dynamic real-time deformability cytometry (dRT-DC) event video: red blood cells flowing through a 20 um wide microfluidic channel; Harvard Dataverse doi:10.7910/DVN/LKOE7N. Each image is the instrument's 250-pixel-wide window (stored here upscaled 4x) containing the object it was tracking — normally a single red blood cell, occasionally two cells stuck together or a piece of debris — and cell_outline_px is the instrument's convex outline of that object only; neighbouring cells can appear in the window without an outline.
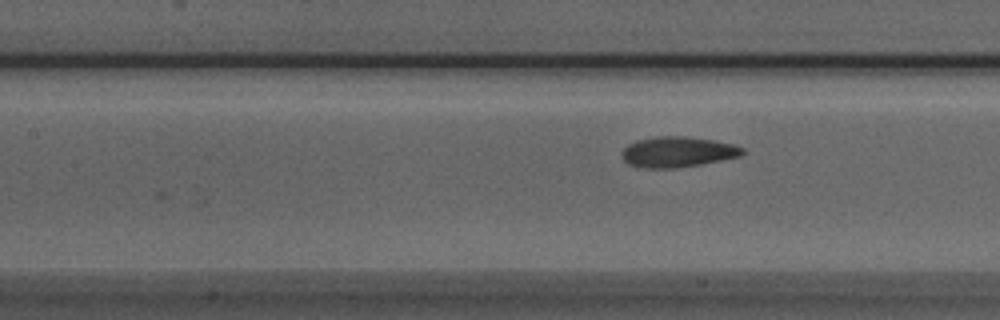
{"species": "Egyptian fruit bat (a non-hibernating species)", "species_latin": "Rousettus aegyptiacus", "temperature_condition": "room temperature", "stored_images_in_passage": 8, "camera_frame_rate_fps": 3000, "um_per_image_px": 0.085, "animal": {"sex": "male"}, "frame": {"image": 1, "passage_image": 8, "time_ms": 2.333, "image_size_px": [1000, 320], "cell_outline_px": [[744, 152], [740, 156], [700, 164], [676, 168], [644, 168], [628, 164], [620, 156], [624, 148], [628, 144], [636, 140], [660, 136], [684, 136], [712, 140], [736, 144], [744, 148]], "centroid_in_image_um": [57.58, 12.91], "position_along_channel_um": 149.8, "area_um2": 21.44}}